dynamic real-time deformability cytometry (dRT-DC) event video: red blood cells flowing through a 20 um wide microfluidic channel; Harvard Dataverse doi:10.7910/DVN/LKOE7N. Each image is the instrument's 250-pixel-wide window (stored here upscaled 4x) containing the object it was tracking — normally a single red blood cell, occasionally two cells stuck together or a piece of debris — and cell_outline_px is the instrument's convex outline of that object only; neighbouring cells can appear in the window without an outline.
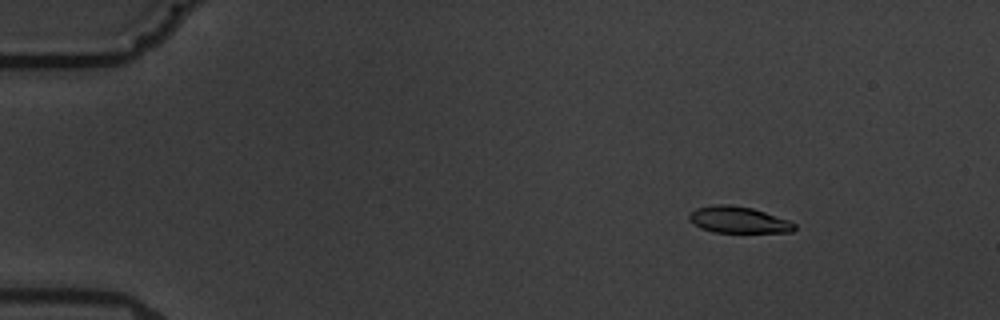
{"species": "common noctule bat (a hibernating species)", "species_latin": "Nyctalus noctula", "temperature_condition": "warm", "stored_images_in_passage": 6, "camera_frame_rate_fps": 3000, "um_per_image_px": 0.085, "animal": {"sex": "male", "body_mass_g": 19.5, "forearm_length_mm": 54.6}, "frame": {"image": 1, "passage_image": 3, "time_ms": 2.667, "image_size_px": [1000, 320], "cell_outline_px": [[796, 228], [792, 232], [712, 232], [700, 228], [688, 220], [688, 216], [696, 208], [720, 204], [728, 204], [752, 208], [788, 220], [796, 224]], "centroid_in_image_um": [62.75, 18.69], "position_along_channel_um": 22.3, "area_um2": 16.13}}
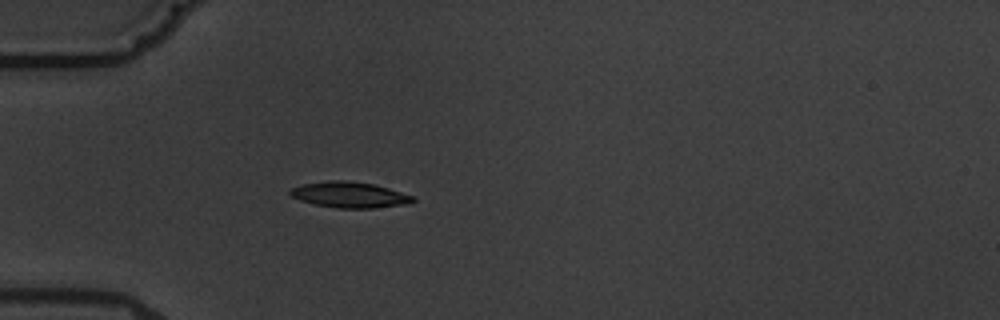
{"frame": {"image": 2, "passage_image": 6, "time_ms": 6.0, "image_size_px": [1000, 320], "cell_outline_px": [[416, 200], [408, 204], [372, 208], [340, 208], [316, 204], [300, 200], [292, 196], [288, 192], [292, 188], [300, 184], [332, 180], [344, 180], [372, 184], [388, 188], [416, 196]], "centroid_in_image_um": [29.74, 16.55], "position_along_channel_um": 55.3, "area_um2": 18.38}}